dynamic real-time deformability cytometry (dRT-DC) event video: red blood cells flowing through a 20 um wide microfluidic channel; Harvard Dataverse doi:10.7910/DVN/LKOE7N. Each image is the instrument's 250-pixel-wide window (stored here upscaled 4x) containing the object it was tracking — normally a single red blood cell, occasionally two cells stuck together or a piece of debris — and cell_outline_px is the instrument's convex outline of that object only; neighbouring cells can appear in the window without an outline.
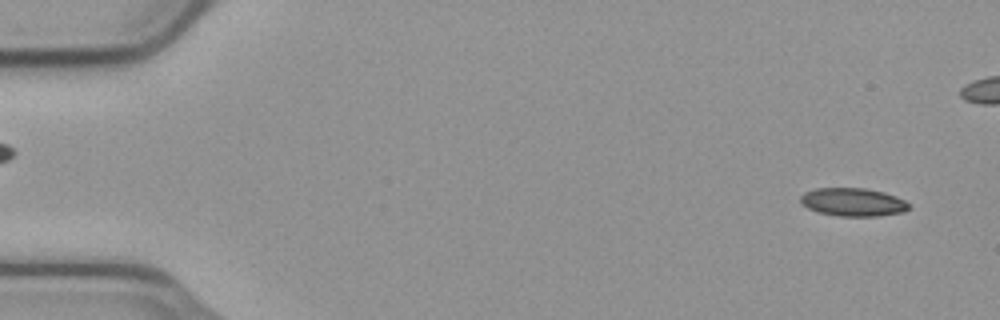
{"species": "common noctule bat (a hibernating species)", "species_latin": "Nyctalus noctula", "temperature_condition": "cold", "stored_images_in_passage": 48, "camera_frame_rate_fps": 3000, "um_per_image_px": 0.085, "animal": {"sex": "male", "body_mass_g": 23.1, "forearm_length_mm": 52.7}, "frame": {"image": 1, "passage_image": 3, "time_ms": 0.667, "image_size_px": [1000, 320], "cell_outline_px": [[912, 208], [904, 212], [880, 216], [840, 216], [816, 212], [800, 204], [800, 196], [804, 192], [816, 188], [864, 188], [884, 192], [896, 196], [904, 200]], "centroid_in_image_um": [72.5, 17.18], "position_along_channel_um": 12.5, "area_um2": 18.03}}
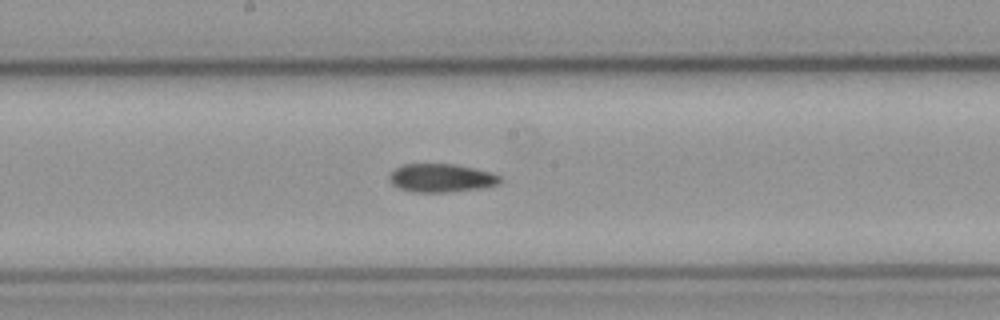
{"frame": {"image": 2, "passage_image": 29, "time_ms": 9.333, "image_size_px": [1000, 320], "cell_outline_px": [[500, 184], [484, 188], [452, 192], [412, 192], [400, 188], [392, 184], [388, 180], [388, 176], [396, 168], [404, 164], [452, 164], [472, 168], [488, 172], [500, 176]], "centroid_in_image_um": [37.49, 15.14], "position_along_channel_um": 210.7, "area_um2": 18.26}}
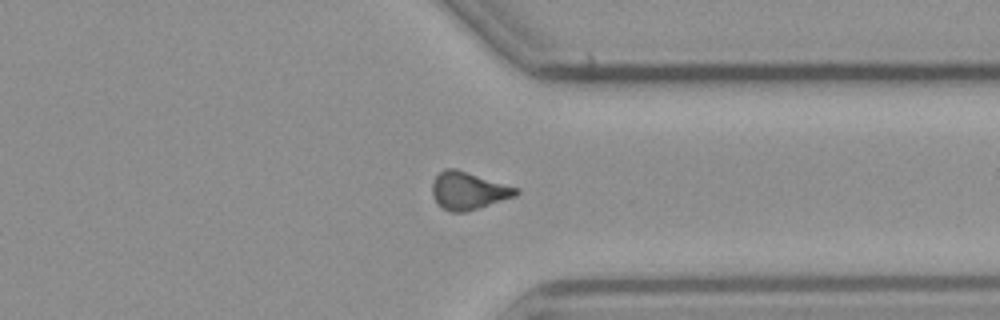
{"frame": {"image": 3, "passage_image": 42, "time_ms": 13.667, "image_size_px": [1000, 320], "cell_outline_px": [[520, 192], [516, 196], [464, 212], [452, 212], [444, 208], [432, 196], [432, 180], [444, 168], [456, 168], [520, 188]], "centroid_in_image_um": [39.83, 16.18], "position_along_channel_um": 371.6, "area_um2": 18.32}}